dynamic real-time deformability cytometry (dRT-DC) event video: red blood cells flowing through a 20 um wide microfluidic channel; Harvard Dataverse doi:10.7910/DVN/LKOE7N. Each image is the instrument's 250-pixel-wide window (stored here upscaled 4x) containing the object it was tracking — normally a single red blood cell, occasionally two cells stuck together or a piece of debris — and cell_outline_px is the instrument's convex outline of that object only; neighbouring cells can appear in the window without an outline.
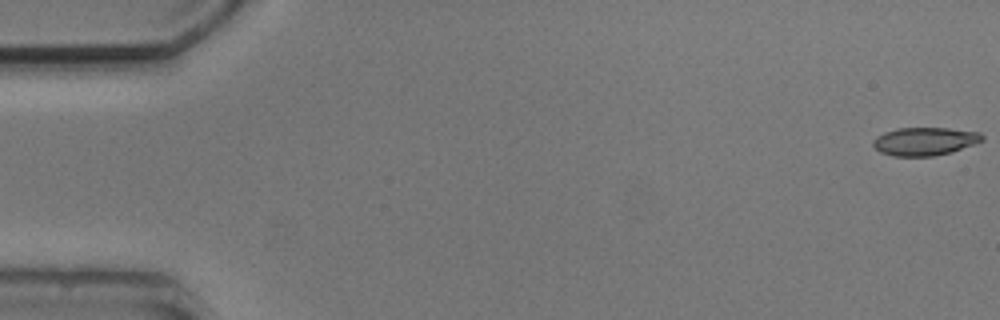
{"species": "common noctule bat (a hibernating species)", "species_latin": "Nyctalus noctula", "temperature_condition": "cold", "stored_images_in_passage": 3, "camera_frame_rate_fps": 3000, "um_per_image_px": 0.085, "animal": {"sex": "male", "body_mass_g": 20.5, "forearm_length_mm": 52.5}, "frame": {"image": 1, "passage_image": 1, "time_ms": 0.0, "image_size_px": [1000, 320], "cell_outline_px": [[984, 140], [952, 152], [932, 156], [892, 156], [880, 152], [872, 144], [872, 140], [884, 132], [900, 128], [948, 128], [980, 132], [984, 136]], "centroid_in_image_um": [78.61, 12.01], "position_along_channel_um": 6.4, "area_um2": 17.86}}